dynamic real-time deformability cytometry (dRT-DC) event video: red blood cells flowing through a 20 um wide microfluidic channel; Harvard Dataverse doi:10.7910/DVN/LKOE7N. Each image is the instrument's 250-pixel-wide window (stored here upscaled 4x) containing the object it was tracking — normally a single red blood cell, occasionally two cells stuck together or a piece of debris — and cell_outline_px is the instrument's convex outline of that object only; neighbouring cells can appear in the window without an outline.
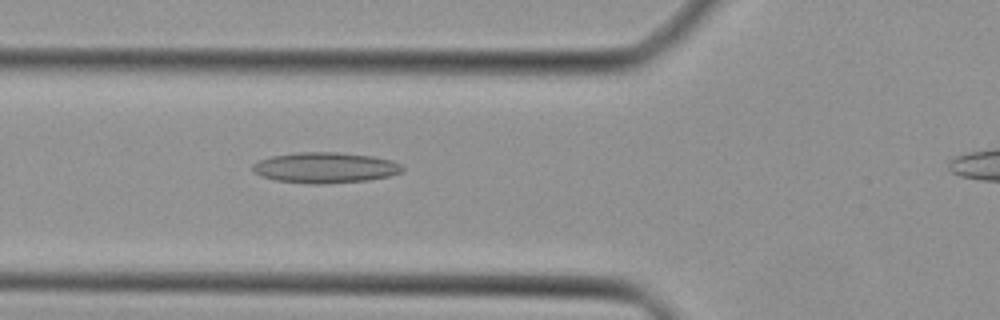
{"species": "Egyptian fruit bat (a non-hibernating species)", "species_latin": "Rousettus aegyptiacus", "temperature_condition": "cold", "stored_images_in_passage": 27, "camera_frame_rate_fps": 3000, "um_per_image_px": 0.085, "animal": {"sex": "female"}, "frame": {"image": 1, "passage_image": 3, "time_ms": 0.667, "image_size_px": [1000, 320], "cell_outline_px": [[404, 168], [400, 172], [388, 176], [368, 180], [324, 184], [308, 184], [276, 180], [264, 176], [256, 172], [252, 168], [252, 164], [260, 160], [272, 156], [300, 152], [336, 152], [372, 156], [392, 160], [400, 164]], "centroid_in_image_um": [27.66, 14.25], "position_along_channel_um": 98.1, "area_um2": 26.53}}
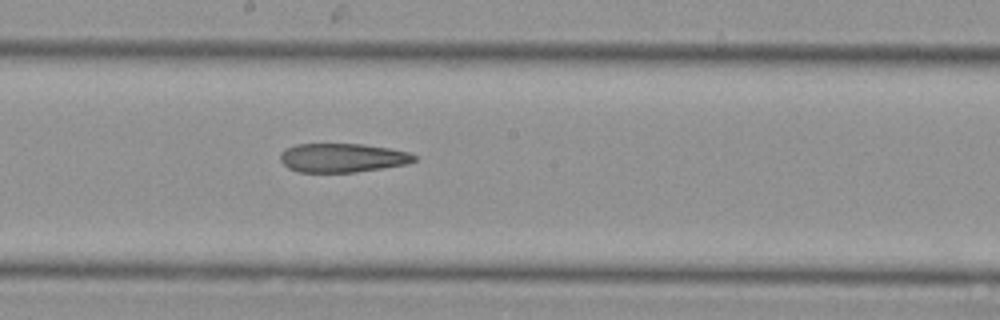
{"frame": {"image": 2, "passage_image": 11, "time_ms": 3.333, "image_size_px": [1000, 320], "cell_outline_px": [[416, 160], [404, 164], [356, 172], [300, 172], [288, 168], [280, 160], [280, 152], [296, 144], [364, 144], [388, 148], [408, 152], [416, 156]], "centroid_in_image_um": [29.07, 13.41], "position_along_channel_um": 219.1, "area_um2": 22.37}}
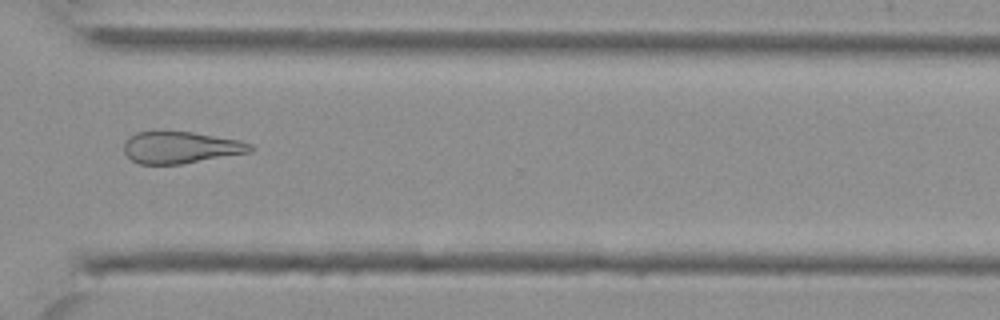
{"frame": {"image": 3, "passage_image": 20, "time_ms": 6.333, "image_size_px": [1000, 320], "cell_outline_px": [[256, 148], [252, 152], [180, 164], [140, 164], [132, 160], [124, 152], [124, 140], [128, 136], [136, 132], [192, 132], [240, 140], [252, 144]], "centroid_in_image_um": [15.38, 12.53], "position_along_channel_um": 355.2, "area_um2": 23.47}}